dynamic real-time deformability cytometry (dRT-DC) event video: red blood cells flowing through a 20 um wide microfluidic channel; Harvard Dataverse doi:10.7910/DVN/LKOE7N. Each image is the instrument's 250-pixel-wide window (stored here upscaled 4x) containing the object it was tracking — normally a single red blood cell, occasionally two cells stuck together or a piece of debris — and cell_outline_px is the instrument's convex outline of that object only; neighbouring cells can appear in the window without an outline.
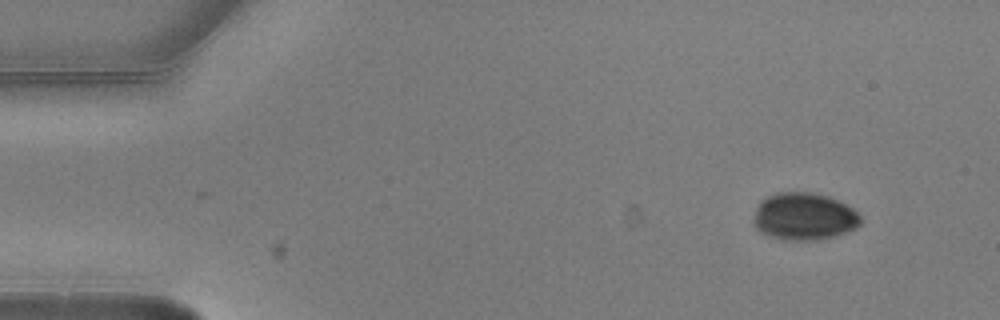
{"species": "common noctule bat (a hibernating species)", "species_latin": "Nyctalus noctula", "temperature_condition": "warm", "stored_images_in_passage": 4, "camera_frame_rate_fps": 3000, "um_per_image_px": 0.085, "animal": {"sex": "male", "body_mass_g": 20.5, "forearm_length_mm": 52.5}, "frame": {"image": 1, "passage_image": 1, "time_ms": 0.0, "image_size_px": [1000, 320], "cell_outline_px": [[860, 224], [856, 228], [832, 236], [816, 240], [780, 240], [768, 236], [760, 232], [752, 224], [752, 220], [756, 208], [760, 200], [764, 196], [776, 192], [812, 192], [828, 196], [852, 208], [860, 216]], "centroid_in_image_um": [68.26, 18.39], "position_along_channel_um": 16.7, "area_um2": 29.77}}
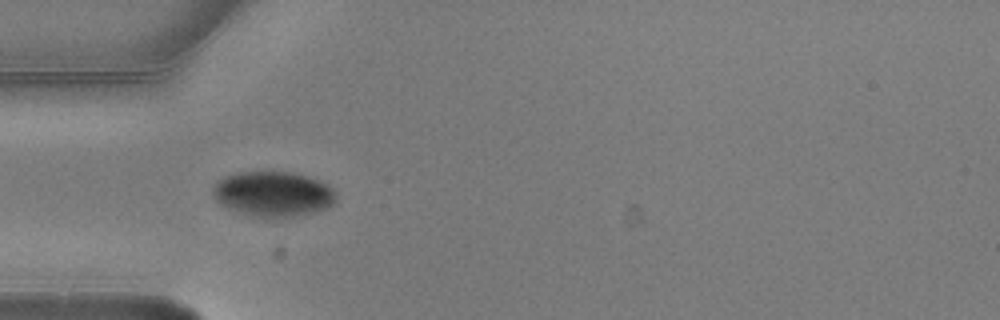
{"frame": {"image": 2, "passage_image": 4, "time_ms": 1.0, "image_size_px": [1000, 320], "cell_outline_px": [[336, 200], [328, 208], [316, 212], [292, 216], [256, 216], [228, 208], [220, 204], [216, 200], [212, 192], [212, 188], [224, 176], [240, 172], [292, 172], [320, 180], [328, 184], [336, 192]], "centroid_in_image_um": [23.25, 16.47], "position_along_channel_um": 61.7, "area_um2": 32.08}}